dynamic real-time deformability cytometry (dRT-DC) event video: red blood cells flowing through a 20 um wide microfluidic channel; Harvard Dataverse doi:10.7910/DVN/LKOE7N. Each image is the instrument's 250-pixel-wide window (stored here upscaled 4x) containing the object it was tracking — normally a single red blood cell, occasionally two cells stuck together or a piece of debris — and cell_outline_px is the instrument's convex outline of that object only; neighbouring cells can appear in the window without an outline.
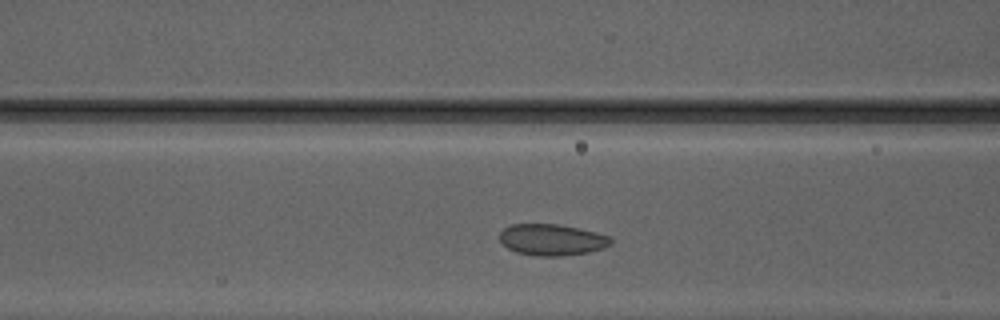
{"species": "Egyptian fruit bat (a non-hibernating species)", "species_latin": "Rousettus aegyptiacus", "temperature_condition": "warm", "stored_images_in_passage": 31, "camera_frame_rate_fps": 3000, "um_per_image_px": 0.085, "animal": {"sex": "male"}, "frame": {"image": 1, "passage_image": 10, "time_ms": 3.0, "image_size_px": [1000, 320], "cell_outline_px": [[612, 244], [604, 248], [588, 252], [560, 256], [536, 256], [516, 252], [500, 244], [500, 232], [504, 228], [512, 224], [560, 224], [580, 228], [596, 232], [608, 236], [612, 240]], "centroid_in_image_um": [46.9, 20.38], "position_along_channel_um": 119.7, "area_um2": 20.46}}
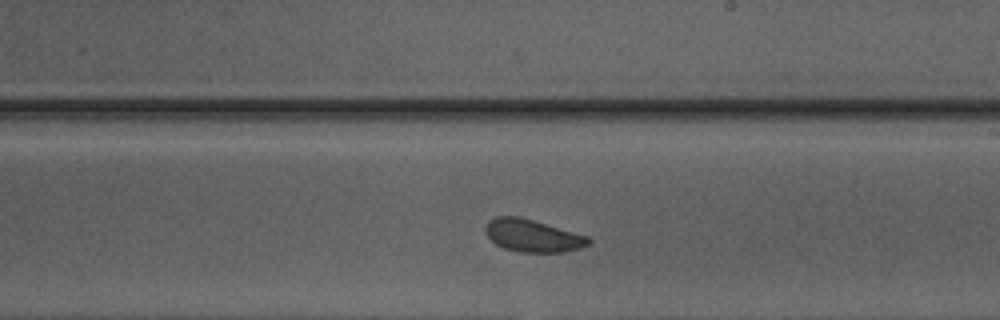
{"frame": {"image": 2, "passage_image": 19, "time_ms": 6.0, "image_size_px": [1000, 320], "cell_outline_px": [[592, 240], [588, 244], [580, 248], [564, 252], [520, 252], [504, 248], [496, 244], [488, 236], [484, 228], [488, 220], [496, 216], [520, 216], [588, 236]], "centroid_in_image_um": [45.26, 20.02], "position_along_channel_um": 243.7, "area_um2": 19.48}}
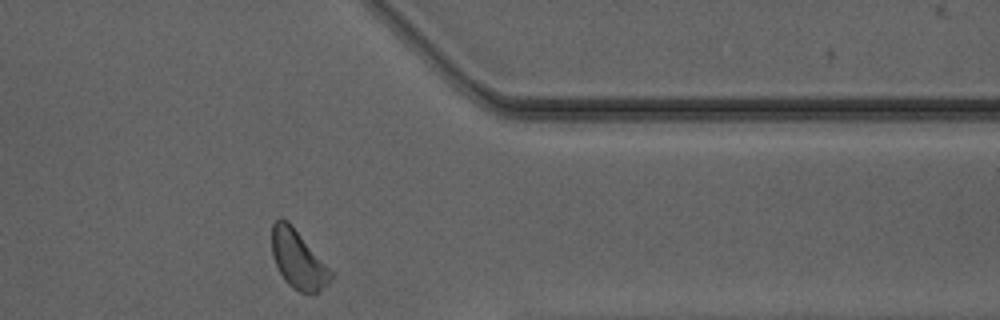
{"frame": {"image": 3, "passage_image": 30, "time_ms": 9.667, "image_size_px": [1000, 320], "cell_outline_px": [[332, 276], [328, 284], [316, 296], [300, 292], [292, 288], [284, 280], [276, 264], [272, 252], [272, 224], [280, 216], [288, 220], [292, 224], [332, 272]], "centroid_in_image_um": [25.34, 22.07], "position_along_channel_um": 386.1, "area_um2": 20.17}, "authors_computed_cell_mechanics": {"area_um2": 19.8254, "velocity_mm_per_s": 4.1519, "shape_relaxation_time_tau1_ms": null, "shape_relaxation_time_tau2_ms": 1.3212, "deformation_change_tau1": null, "deformation_change_tau2": 0.0686}}